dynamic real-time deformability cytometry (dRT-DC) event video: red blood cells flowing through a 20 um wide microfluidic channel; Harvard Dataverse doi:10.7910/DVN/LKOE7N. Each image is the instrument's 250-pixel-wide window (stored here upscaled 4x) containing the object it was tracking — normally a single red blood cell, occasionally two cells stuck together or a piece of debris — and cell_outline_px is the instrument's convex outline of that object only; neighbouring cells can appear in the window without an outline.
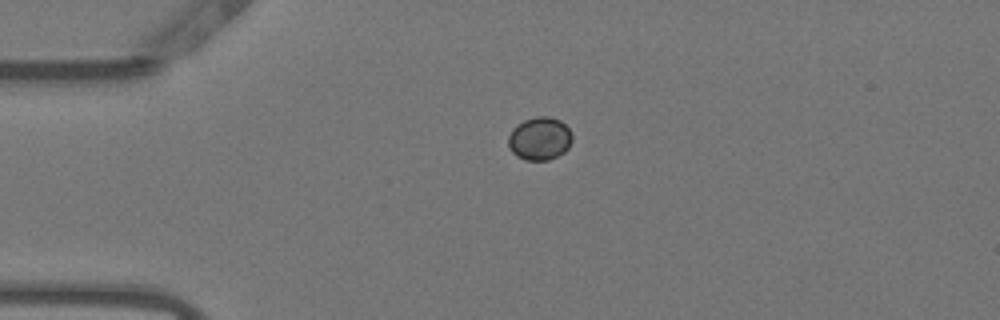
{"species": "Egyptian fruit bat (a non-hibernating species)", "species_latin": "Rousettus aegyptiacus", "temperature_condition": "warm", "stored_images_in_passage": 42, "camera_frame_rate_fps": 3000, "um_per_image_px": 0.085, "animal": {"sex": "female"}, "frame": {"image": 1, "passage_image": 1, "time_ms": 0.0, "image_size_px": [1000, 320], "cell_outline_px": [[572, 140], [568, 148], [564, 152], [548, 160], [524, 160], [516, 156], [508, 148], [508, 136], [512, 128], [524, 120], [536, 116], [548, 116], [560, 120], [572, 132]], "centroid_in_image_um": [45.85, 11.78], "position_along_channel_um": 39.1, "area_um2": 16.18}}
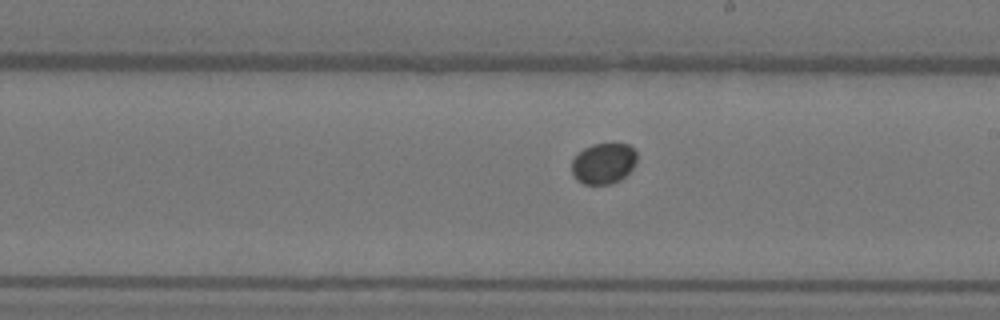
{"frame": {"image": 2, "passage_image": 19, "time_ms": 6.0, "image_size_px": [1000, 320], "cell_outline_px": [[636, 164], [620, 180], [612, 184], [584, 184], [576, 180], [572, 172], [572, 160], [584, 148], [592, 144], [628, 144], [636, 152]], "centroid_in_image_um": [51.29, 13.9], "position_along_channel_um": 237.7, "area_um2": 15.43}}
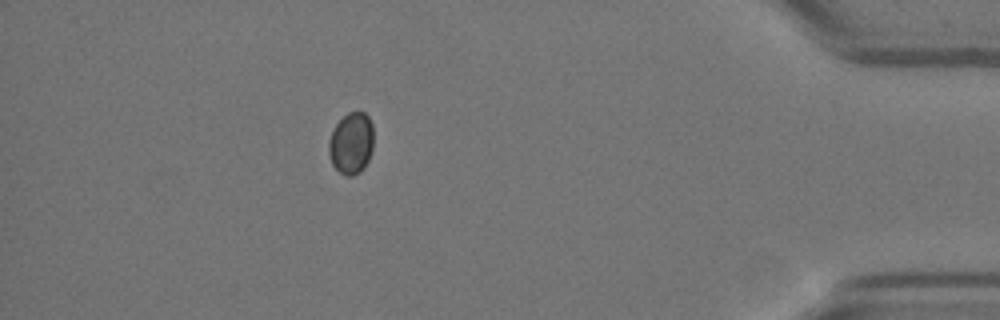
{"frame": {"image": 3, "passage_image": 36, "time_ms": 11.667, "image_size_px": [1000, 320], "cell_outline_px": [[372, 152], [364, 168], [360, 172], [352, 176], [348, 176], [340, 172], [332, 164], [328, 152], [328, 140], [336, 124], [348, 112], [364, 112], [368, 116], [372, 124]], "centroid_in_image_um": [29.85, 12.18], "position_along_channel_um": 405.4, "area_um2": 16.07}}